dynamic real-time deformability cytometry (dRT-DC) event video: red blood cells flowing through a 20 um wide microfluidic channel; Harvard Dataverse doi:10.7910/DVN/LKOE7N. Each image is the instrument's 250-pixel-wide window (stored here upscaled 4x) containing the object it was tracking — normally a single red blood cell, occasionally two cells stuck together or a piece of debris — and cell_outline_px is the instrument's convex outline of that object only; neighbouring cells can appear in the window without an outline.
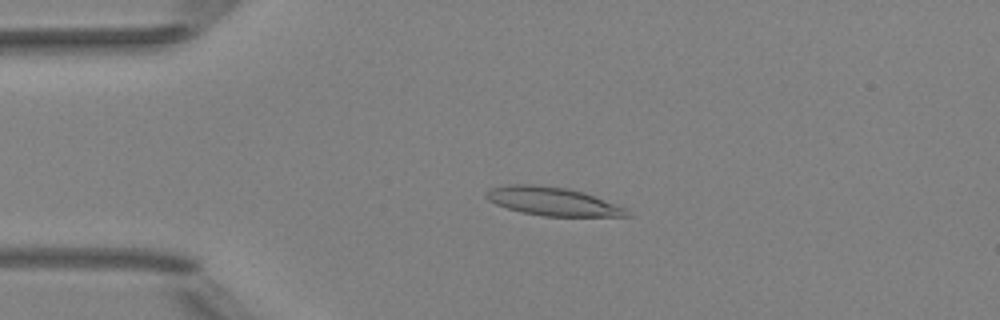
{"species": "Egyptian fruit bat (a non-hibernating species)", "species_latin": "Rousettus aegyptiacus", "temperature_condition": "room temperature", "stored_images_in_passage": 50, "camera_frame_rate_fps": 3000, "um_per_image_px": 0.085, "animal": {"sex": "female"}, "frame": {"image": 1, "passage_image": 11, "time_ms": 3.333, "image_size_px": [1000, 320], "cell_outline_px": [[632, 216], [544, 216], [520, 212], [496, 204], [488, 200], [484, 196], [492, 188], [508, 184], [532, 184], [568, 188], [584, 192], [624, 208]], "centroid_in_image_um": [46.94, 17.11], "position_along_channel_um": 38.1, "area_um2": 23.0}}
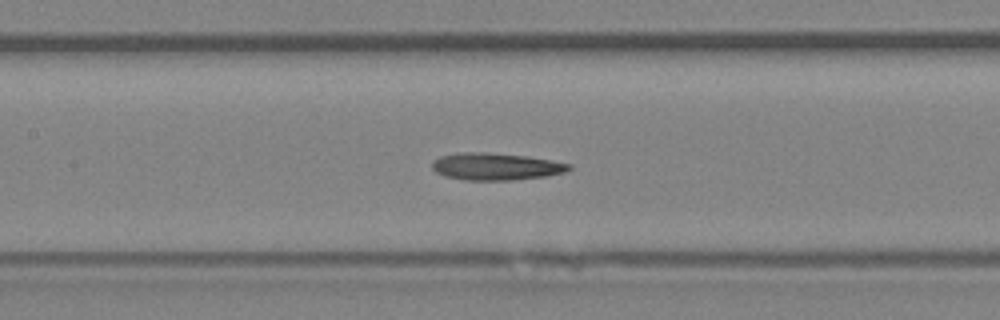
{"frame": {"image": 2, "passage_image": 23, "time_ms": 7.333, "image_size_px": [1000, 320], "cell_outline_px": [[572, 168], [564, 172], [544, 176], [512, 180], [464, 180], [444, 176], [436, 172], [432, 168], [432, 160], [440, 156], [460, 152], [484, 152], [524, 156], [572, 164]], "centroid_in_image_um": [42.09, 14.15], "position_along_channel_um": 165.3, "area_um2": 21.5}}
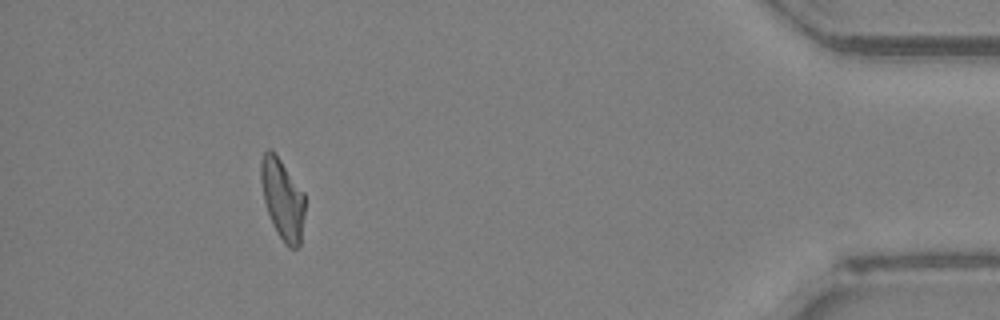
{"frame": {"image": 3, "passage_image": 46, "time_ms": 15.0, "image_size_px": [1000, 320], "cell_outline_px": [[304, 212], [300, 244], [296, 248], [288, 248], [284, 244], [276, 232], [272, 224], [264, 200], [260, 180], [260, 160], [264, 152], [268, 148], [272, 148], [304, 192]], "centroid_in_image_um": [23.99, 16.9], "position_along_channel_um": 411.2, "area_um2": 20.81}, "authors_computed_cell_mechanics": {"area_um2": 21.5016, "velocity_mm_per_s": 3.9968, "shape_relaxation_time_tau1_ms": null, "shape_relaxation_time_tau2_ms": 5.7133, "deformation_change_tau1": null, "deformation_change_tau2": 0.177}}